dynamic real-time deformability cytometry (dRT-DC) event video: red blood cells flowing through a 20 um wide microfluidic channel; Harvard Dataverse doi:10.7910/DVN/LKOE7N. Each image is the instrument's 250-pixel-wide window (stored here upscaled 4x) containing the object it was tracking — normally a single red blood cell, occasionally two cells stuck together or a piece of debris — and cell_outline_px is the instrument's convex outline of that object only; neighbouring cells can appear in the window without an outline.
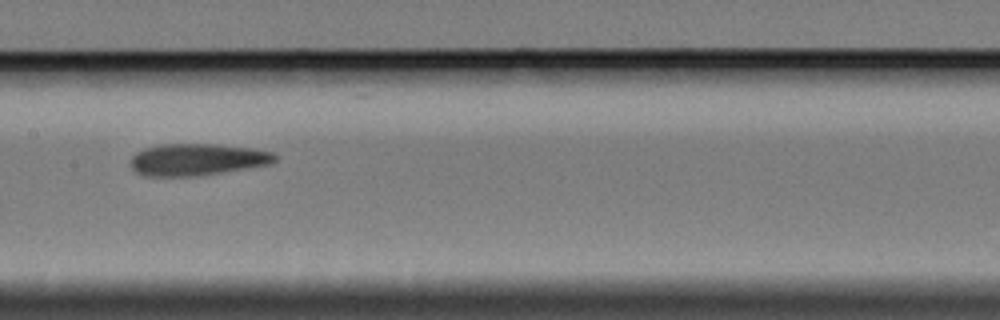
{"species": "Egyptian fruit bat (a non-hibernating species)", "species_latin": "Rousettus aegyptiacus", "temperature_condition": "cold", "stored_images_in_passage": 12, "camera_frame_rate_fps": 3000, "um_per_image_px": 0.085, "animal": {"sex": "female"}, "frame": {"image": 1, "passage_image": 6, "time_ms": 7.0, "image_size_px": [1000, 320], "cell_outline_px": [[280, 156], [276, 160], [268, 164], [192, 176], [144, 176], [136, 172], [132, 168], [132, 156], [136, 152], [144, 148], [160, 144], [216, 144], [252, 148], [272, 152]], "centroid_in_image_um": [16.73, 13.54], "position_along_channel_um": 190.7, "area_um2": 26.47}}
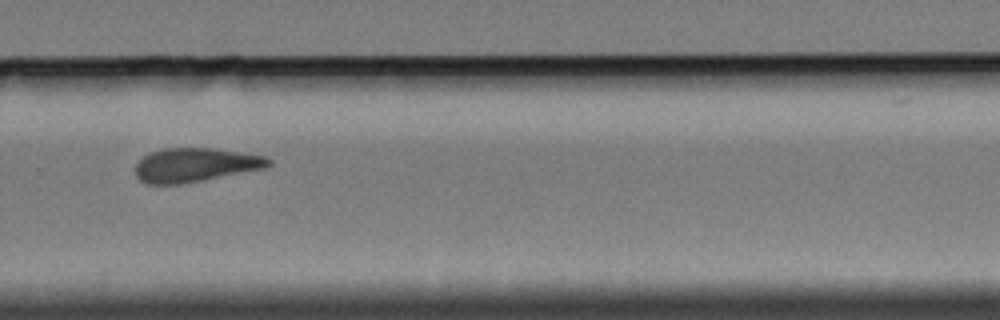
{"frame": {"image": 2, "passage_image": 9, "time_ms": 10.667, "image_size_px": [1000, 320], "cell_outline_px": [[272, 164], [264, 168], [180, 184], [144, 184], [136, 176], [136, 164], [148, 152], [164, 148], [216, 148], [264, 156], [272, 160]], "centroid_in_image_um": [16.57, 14.01], "position_along_channel_um": 313.2, "area_um2": 26.18}}
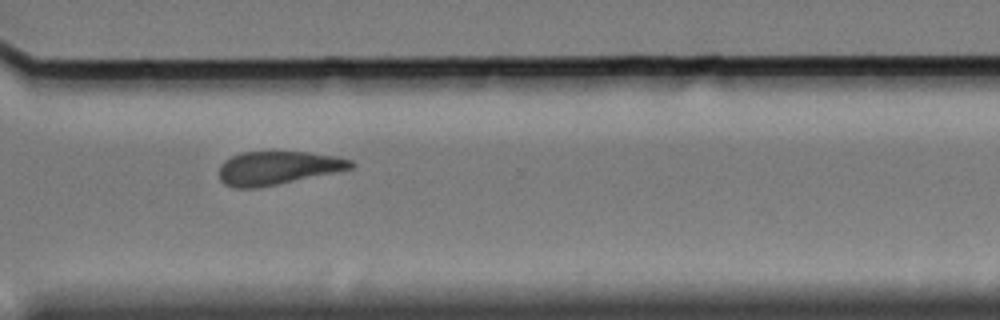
{"frame": {"image": 3, "passage_image": 10, "time_ms": 11.667, "image_size_px": [1000, 320], "cell_outline_px": [[356, 164], [352, 168], [276, 184], [256, 188], [236, 188], [224, 184], [220, 180], [220, 164], [224, 160], [240, 152], [308, 152], [340, 156], [352, 160]], "centroid_in_image_um": [23.6, 14.26], "position_along_channel_um": 347.0, "area_um2": 25.49}, "authors_computed_cell_mechanics": {"area_um2": 26.3279, "velocity_mm_per_s": 3.3648, "shape_relaxation_time_tau1_ms": 4.0497, "shape_relaxation_time_tau2_ms": 5.6747, "deformation_change_tau1": 0.1115, "deformation_change_tau2": 0.1324}}